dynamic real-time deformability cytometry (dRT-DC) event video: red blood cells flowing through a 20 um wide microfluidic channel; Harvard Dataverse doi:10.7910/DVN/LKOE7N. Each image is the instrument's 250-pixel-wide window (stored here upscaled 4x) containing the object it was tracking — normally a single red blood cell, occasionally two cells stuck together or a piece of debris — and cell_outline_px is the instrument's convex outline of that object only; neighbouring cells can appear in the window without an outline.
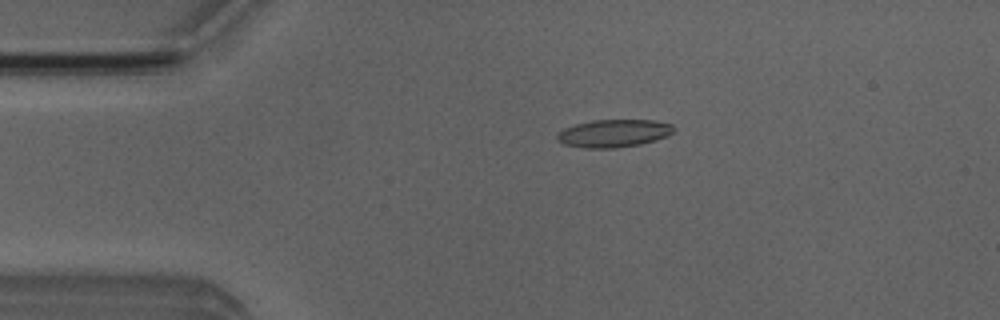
{"species": "Egyptian fruit bat (a non-hibernating species)", "species_latin": "Rousettus aegyptiacus", "temperature_condition": "room temperature", "stored_images_in_passage": 37, "camera_frame_rate_fps": 3000, "um_per_image_px": 0.085, "animal": {"sex": "male"}, "frame": {"image": 1, "passage_image": 3, "time_ms": 0.667, "image_size_px": [1000, 320], "cell_outline_px": [[672, 132], [668, 136], [656, 140], [640, 144], [616, 148], [584, 148], [564, 144], [556, 140], [556, 136], [564, 128], [576, 124], [592, 120], [652, 120], [672, 124]], "centroid_in_image_um": [52.14, 11.33], "position_along_channel_um": 32.9, "area_um2": 18.79}}
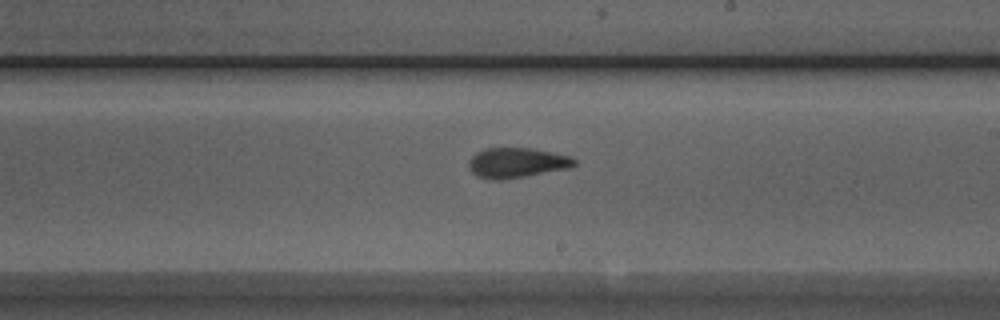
{"frame": {"image": 2, "passage_image": 22, "time_ms": 7.0, "image_size_px": [1000, 320], "cell_outline_px": [[576, 164], [568, 168], [524, 176], [500, 180], [492, 180], [476, 176], [468, 168], [468, 160], [476, 152], [484, 148], [532, 148], [572, 156], [576, 160]], "centroid_in_image_um": [43.89, 13.82], "position_along_channel_um": 245.1, "area_um2": 18.55}}
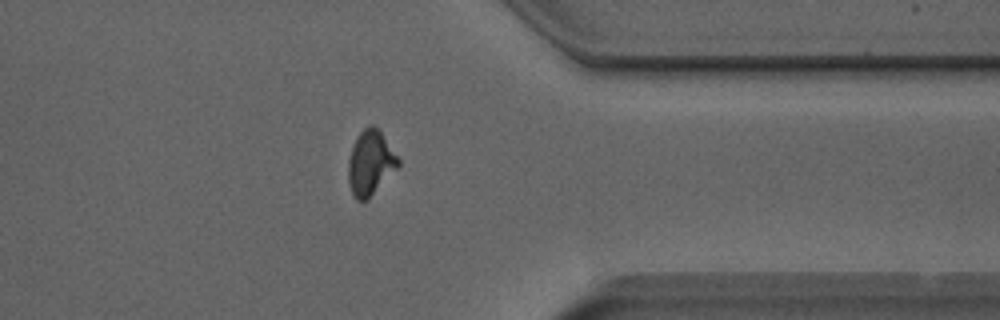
{"frame": {"image": 3, "passage_image": 33, "time_ms": 10.667, "image_size_px": [1000, 320], "cell_outline_px": [[400, 164], [368, 200], [356, 200], [352, 192], [348, 180], [348, 160], [352, 144], [356, 136], [368, 124], [372, 124], [380, 132], [400, 160]], "centroid_in_image_um": [31.45, 13.84], "position_along_channel_um": 379.9, "area_um2": 18.67}, "authors_computed_cell_mechanics": {"area_um2": 18.3226, "velocity_mm_per_s": 3.9859, "shape_relaxation_time_tau1_ms": 5.7259, "shape_relaxation_time_tau2_ms": 2.5001, "deformation_change_tau1": 0.1928, "deformation_change_tau2": 0.0757}}